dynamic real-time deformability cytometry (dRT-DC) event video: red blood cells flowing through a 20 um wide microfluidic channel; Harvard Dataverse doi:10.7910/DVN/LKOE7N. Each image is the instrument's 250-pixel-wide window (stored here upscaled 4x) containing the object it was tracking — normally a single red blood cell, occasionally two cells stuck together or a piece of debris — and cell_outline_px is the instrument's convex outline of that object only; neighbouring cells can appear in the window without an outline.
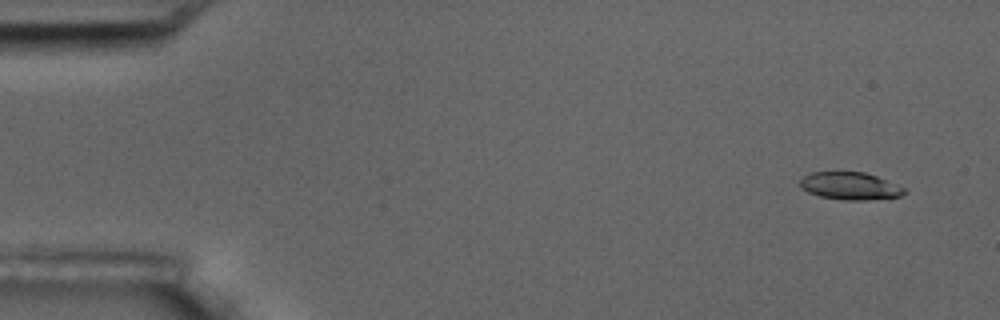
{"species": "common noctule bat (a hibernating species)", "species_latin": "Nyctalus noctula", "temperature_condition": "room temperature", "stored_images_in_passage": 6, "camera_frame_rate_fps": 3000, "um_per_image_px": 0.085, "animal": {"sex": "male", "body_mass_g": 17.5, "forearm_length_mm": 52.3}, "frame": {"image": 1, "passage_image": 1, "time_ms": 0.0, "image_size_px": [1000, 320], "cell_outline_px": [[908, 192], [900, 196], [868, 200], [844, 200], [820, 196], [808, 192], [800, 188], [800, 180], [804, 176], [812, 172], [864, 172], [876, 176], [908, 188]], "centroid_in_image_um": [72.29, 15.81], "position_along_channel_um": 12.7, "area_um2": 16.82}}
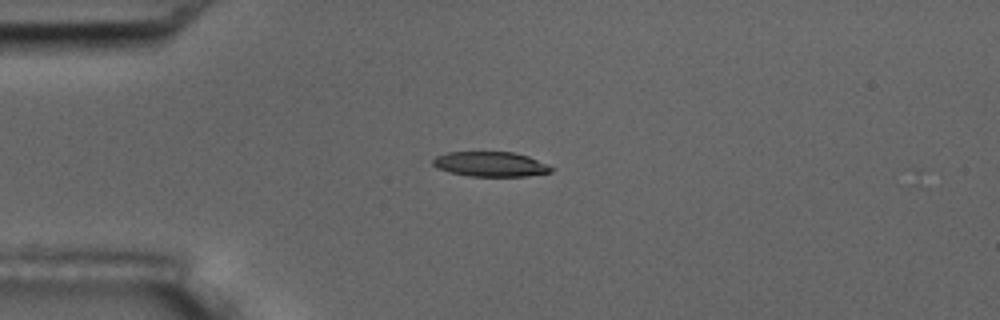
{"frame": {"image": 2, "passage_image": 4, "time_ms": 3.667, "image_size_px": [1000, 320], "cell_outline_px": [[552, 172], [528, 176], [468, 176], [448, 172], [436, 168], [432, 164], [432, 160], [436, 156], [448, 152], [512, 152], [528, 156], [548, 164], [552, 168]], "centroid_in_image_um": [41.67, 13.96], "position_along_channel_um": 43.3, "area_um2": 17.22}}